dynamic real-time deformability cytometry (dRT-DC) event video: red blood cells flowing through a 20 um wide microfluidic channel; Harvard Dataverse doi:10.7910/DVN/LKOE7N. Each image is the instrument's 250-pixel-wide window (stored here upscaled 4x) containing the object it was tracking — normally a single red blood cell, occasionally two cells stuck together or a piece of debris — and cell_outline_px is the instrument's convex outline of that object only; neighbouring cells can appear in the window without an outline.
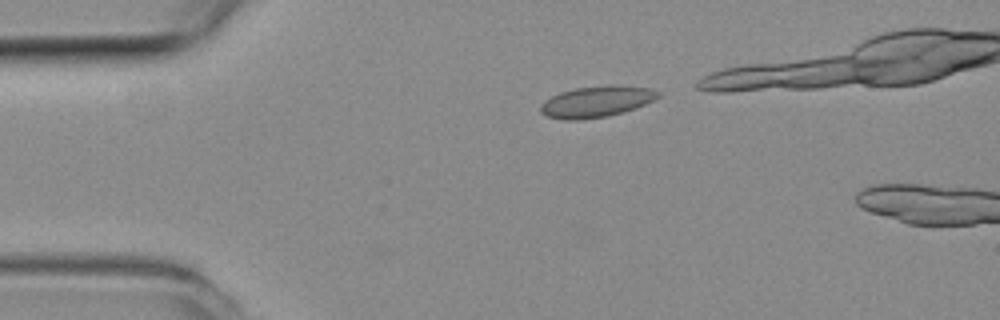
{"species": "common noctule bat (a hibernating species)", "species_latin": "Nyctalus noctula", "temperature_condition": "room temperature", "stored_images_in_passage": 4, "camera_frame_rate_fps": 3000, "um_per_image_px": 0.085, "animal": {"sex": "female", "body_mass_g": 19.3, "forearm_length_mm": 54.1}, "frame": {"image": 1, "passage_image": 1, "time_ms": 0.0, "image_size_px": [1000, 320], "cell_outline_px": [[660, 96], [636, 108], [624, 112], [608, 116], [580, 120], [564, 120], [544, 116], [540, 112], [540, 104], [544, 100], [560, 92], [576, 88], [652, 88], [660, 92]], "centroid_in_image_um": [50.6, 8.71], "position_along_channel_um": 34.4, "area_um2": 20.52}}